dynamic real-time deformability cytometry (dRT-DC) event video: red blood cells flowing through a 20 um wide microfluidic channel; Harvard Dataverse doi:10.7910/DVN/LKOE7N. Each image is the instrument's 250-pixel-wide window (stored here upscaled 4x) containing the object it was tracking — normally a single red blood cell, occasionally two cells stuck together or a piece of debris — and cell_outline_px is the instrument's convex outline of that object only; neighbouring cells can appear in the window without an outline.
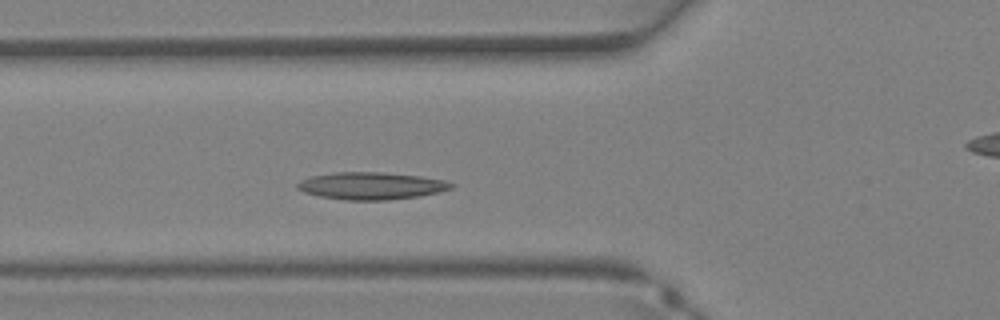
{"species": "Egyptian fruit bat (a non-hibernating species)", "species_latin": "Rousettus aegyptiacus", "temperature_condition": "warm", "stored_images_in_passage": 26, "camera_frame_rate_fps": 3000, "um_per_image_px": 0.085, "animal": {"sex": "female"}, "frame": {"image": 1, "passage_image": 2, "time_ms": 0.333, "image_size_px": [1000, 320], "cell_outline_px": [[456, 184], [452, 188], [440, 192], [420, 196], [388, 200], [344, 200], [320, 196], [304, 192], [296, 188], [296, 184], [300, 180], [312, 176], [332, 172], [380, 172], [420, 176], [444, 180]], "centroid_in_image_um": [31.56, 15.79], "position_along_channel_um": 94.2, "area_um2": 24.57}}
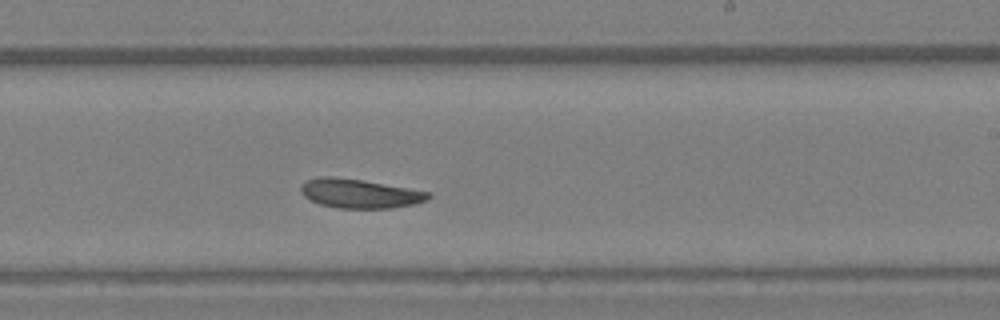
{"frame": {"image": 2, "passage_image": 11, "time_ms": 3.333, "image_size_px": [1000, 320], "cell_outline_px": [[432, 196], [416, 204], [392, 208], [340, 208], [320, 204], [304, 196], [300, 192], [300, 188], [308, 180], [320, 176], [332, 176], [360, 180], [428, 192]], "centroid_in_image_um": [30.54, 16.46], "position_along_channel_um": 258.5, "area_um2": 21.15}}
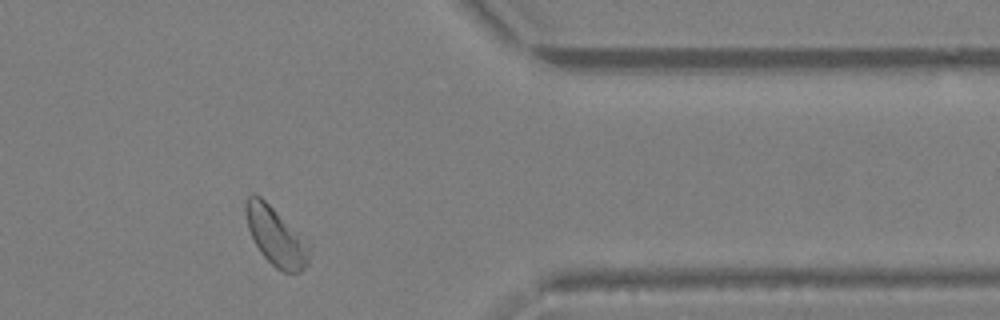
{"frame": {"image": 3, "passage_image": 19, "time_ms": 6.0, "image_size_px": [1000, 320], "cell_outline_px": [[312, 244], [308, 264], [300, 272], [284, 272], [276, 268], [260, 252], [248, 228], [244, 212], [244, 200], [252, 192], [260, 196]], "centroid_in_image_um": [23.46, 20.07], "position_along_channel_um": 387.9, "area_um2": 21.91}}